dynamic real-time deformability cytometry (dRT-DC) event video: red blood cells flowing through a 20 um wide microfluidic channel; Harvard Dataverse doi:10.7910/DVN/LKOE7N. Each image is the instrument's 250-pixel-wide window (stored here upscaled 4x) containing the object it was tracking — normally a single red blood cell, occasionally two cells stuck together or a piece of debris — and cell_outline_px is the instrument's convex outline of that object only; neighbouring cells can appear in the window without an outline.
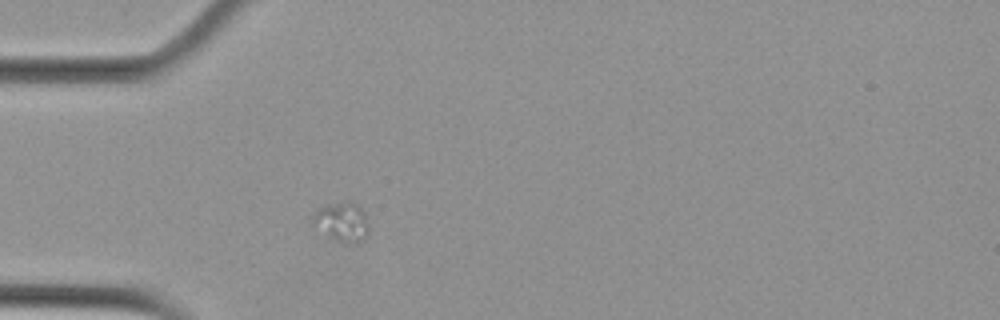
{"species": "Egyptian fruit bat (a non-hibernating species)", "species_latin": "Rousettus aegyptiacus", "temperature_condition": "cold", "stored_images_in_passage": 1, "camera_frame_rate_fps": 3000, "um_per_image_px": 0.085, "animal": {"sex": "female"}, "frame": {"image": 1, "passage_image": 1, "time_ms": 0.0, "image_size_px": [1000, 320], "cell_outline_px": [[368, 236], [360, 244], [344, 244], [328, 240], [308, 224], [312, 216], [320, 208], [328, 204], [348, 200], [356, 204], [364, 212], [368, 224]], "centroid_in_image_um": [29.0, 18.94], "position_along_channel_um": 56.0, "area_um2": 13.87}}